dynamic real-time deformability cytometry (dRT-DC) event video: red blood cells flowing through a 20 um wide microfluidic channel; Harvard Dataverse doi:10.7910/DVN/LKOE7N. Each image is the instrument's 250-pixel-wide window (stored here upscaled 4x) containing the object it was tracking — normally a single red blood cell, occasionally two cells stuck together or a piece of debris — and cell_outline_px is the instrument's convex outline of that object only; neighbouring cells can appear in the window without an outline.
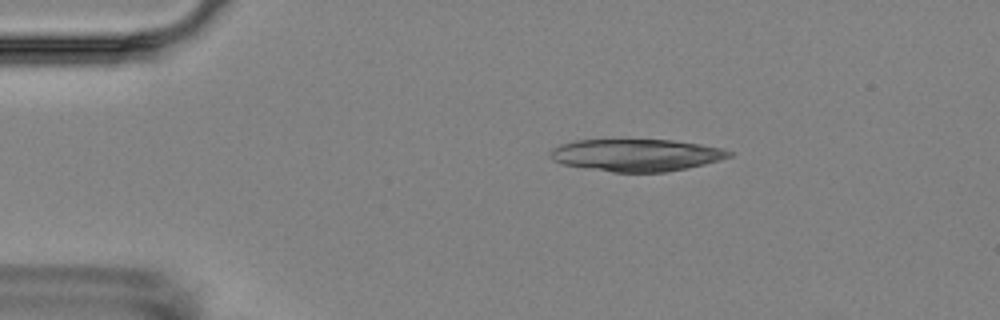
{"species": "Egyptian fruit bat (a non-hibernating species)", "species_latin": "Rousettus aegyptiacus", "temperature_condition": "room temperature", "stored_images_in_passage": 4, "camera_frame_rate_fps": 3000, "um_per_image_px": 0.085, "animal": {"sex": "female"}, "frame": {"image": 1, "passage_image": 3, "time_ms": 2.333, "image_size_px": [1000, 320], "cell_outline_px": [[736, 152], [732, 156], [704, 164], [688, 168], [664, 172], [612, 172], [584, 168], [564, 164], [552, 160], [548, 156], [548, 152], [552, 148], [560, 144], [576, 140], [672, 140], [700, 144], [720, 148]], "centroid_in_image_um": [54.06, 13.18], "position_along_channel_um": 30.9, "area_um2": 33.64}}